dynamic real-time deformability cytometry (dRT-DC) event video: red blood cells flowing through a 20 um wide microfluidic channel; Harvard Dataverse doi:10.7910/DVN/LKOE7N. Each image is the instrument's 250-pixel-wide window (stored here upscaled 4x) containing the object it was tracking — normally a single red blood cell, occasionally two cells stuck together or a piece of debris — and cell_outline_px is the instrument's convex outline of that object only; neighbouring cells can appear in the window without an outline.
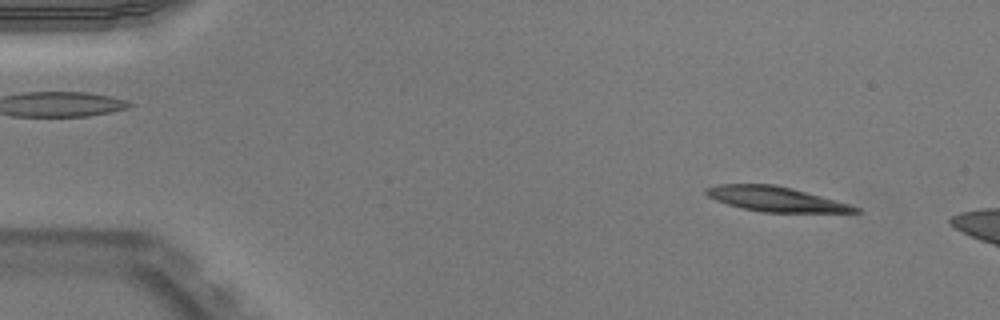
{"species": "Egyptian fruit bat (a non-hibernating species)", "species_latin": "Rousettus aegyptiacus", "temperature_condition": "warm", "stored_images_in_passage": 9, "camera_frame_rate_fps": 3000, "um_per_image_px": 0.085, "animal": {"sex": "male"}, "frame": {"image": 1, "passage_image": 4, "time_ms": 1.0, "image_size_px": [1000, 320], "cell_outline_px": [[860, 212], [764, 212], [744, 208], [728, 204], [716, 200], [708, 196], [704, 192], [704, 188], [716, 184], [776, 184], [792, 188], [848, 204], [860, 208]], "centroid_in_image_um": [65.87, 16.9], "position_along_channel_um": 19.1, "area_um2": 21.21}}